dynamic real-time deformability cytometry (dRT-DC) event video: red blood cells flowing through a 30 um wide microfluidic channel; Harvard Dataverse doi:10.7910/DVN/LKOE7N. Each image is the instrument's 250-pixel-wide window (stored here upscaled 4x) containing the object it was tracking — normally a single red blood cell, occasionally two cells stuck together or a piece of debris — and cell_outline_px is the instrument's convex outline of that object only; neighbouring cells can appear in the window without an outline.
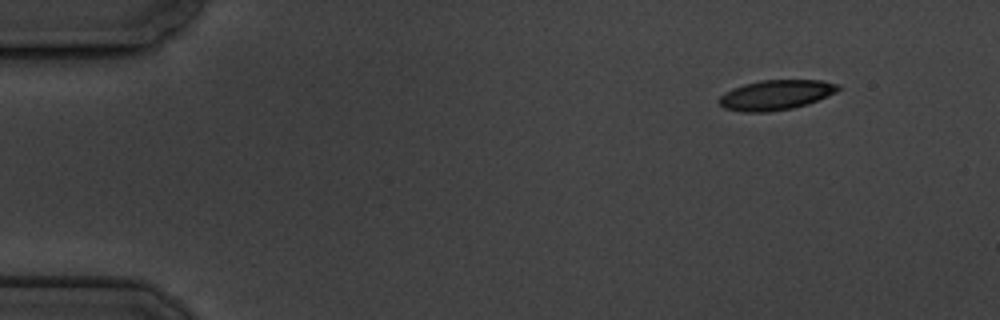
{"species": "common noctule bat (a hibernating species)", "species_latin": "Nyctalus noctula", "temperature_condition": "cold", "stored_images_in_passage": 3, "camera_frame_rate_fps": 3000, "um_per_image_px": 0.085, "animal": {"sex": "male", "body_mass_g": 19.5, "forearm_length_mm": 54.6}, "frame": {"image": 1, "passage_image": 1, "time_ms": 0.0, "image_size_px": [1000, 320], "cell_outline_px": [[840, 88], [836, 92], [828, 96], [808, 104], [792, 108], [768, 112], [744, 112], [724, 108], [716, 100], [724, 92], [732, 88], [744, 84], [760, 80], [820, 80], [840, 84]], "centroid_in_image_um": [65.93, 8.07], "position_along_channel_um": 19.1, "area_um2": 20.92}}